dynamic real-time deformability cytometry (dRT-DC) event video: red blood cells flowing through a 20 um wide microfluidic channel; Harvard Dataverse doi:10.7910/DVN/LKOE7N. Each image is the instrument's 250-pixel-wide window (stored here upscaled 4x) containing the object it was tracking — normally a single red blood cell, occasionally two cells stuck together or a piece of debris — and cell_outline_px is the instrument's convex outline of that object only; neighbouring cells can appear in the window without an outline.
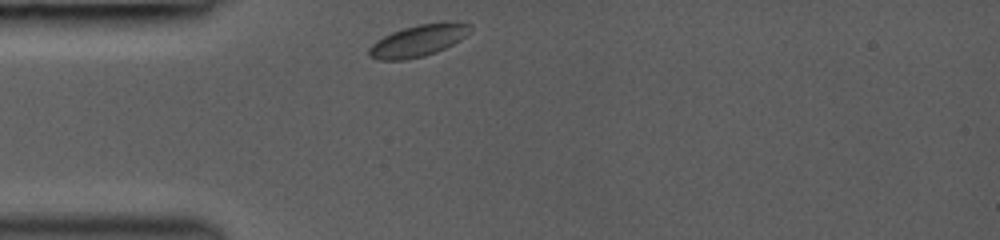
{"species": "common noctule bat (a hibernating species)", "species_latin": "Nyctalus noctula", "temperature_condition": "room temperature", "stored_images_in_passage": 36, "camera_frame_rate_fps": 3000, "um_per_image_px": 0.085, "animal": {"sex": "female", "body_mass_g": 19.0, "forearm_length_mm": 53.3}, "frame": {"image": 1, "passage_image": 1, "time_ms": 0.0, "image_size_px": [1000, 240], "cell_outline_px": [[472, 28], [460, 40], [436, 52], [424, 56], [404, 60], [376, 60], [368, 56], [368, 48], [376, 40], [392, 32], [404, 28], [420, 24], [444, 20], [456, 20], [472, 24]], "centroid_in_image_um": [35.57, 3.43], "position_along_channel_um": 49.4, "area_um2": 19.07}}
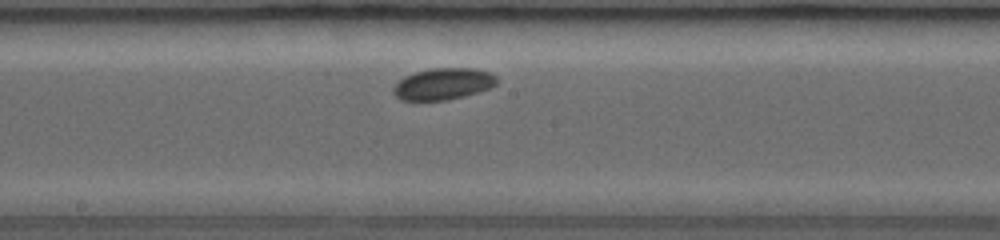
{"frame": {"image": 2, "passage_image": 14, "time_ms": 4.333, "image_size_px": [1000, 240], "cell_outline_px": [[496, 84], [492, 88], [464, 96], [448, 100], [400, 100], [392, 92], [392, 88], [404, 76], [416, 72], [432, 68], [476, 68], [488, 72], [496, 76]], "centroid_in_image_um": [37.67, 7.13], "position_along_channel_um": 210.5, "area_um2": 19.07}}
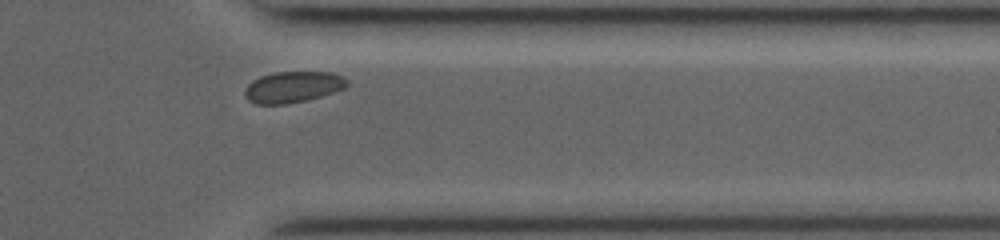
{"frame": {"image": 3, "passage_image": 31, "time_ms": 8.667, "image_size_px": [1000, 240], "cell_outline_px": [[348, 84], [344, 88], [308, 100], [288, 104], [256, 104], [248, 100], [244, 92], [248, 84], [252, 80], [260, 76], [272, 72], [332, 72], [344, 76], [348, 80]], "centroid_in_image_um": [24.89, 7.39], "position_along_channel_um": 386.5, "area_um2": 18.67}}